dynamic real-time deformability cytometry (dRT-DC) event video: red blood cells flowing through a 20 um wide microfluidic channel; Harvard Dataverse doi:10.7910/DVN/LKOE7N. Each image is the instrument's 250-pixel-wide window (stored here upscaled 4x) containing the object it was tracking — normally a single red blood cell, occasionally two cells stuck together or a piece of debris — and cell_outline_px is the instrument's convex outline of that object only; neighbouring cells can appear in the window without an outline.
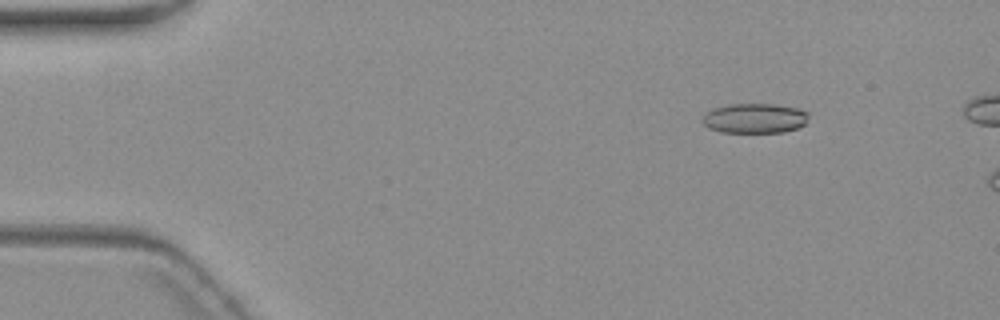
{"species": "common noctule bat (a hibernating species)", "species_latin": "Nyctalus noctula", "temperature_condition": "warm", "stored_images_in_passage": 2, "camera_frame_rate_fps": 3000, "um_per_image_px": 0.085, "animal": {"sex": "female", "body_mass_g": 19.3, "forearm_length_mm": 54.1}, "frame": {"image": 1, "passage_image": 1, "time_ms": 0.0, "image_size_px": [1000, 320], "cell_outline_px": [[808, 120], [804, 124], [796, 128], [784, 132], [720, 132], [708, 128], [700, 120], [712, 108], [728, 104], [776, 104], [800, 108], [808, 112]], "centroid_in_image_um": [64.15, 10.04], "position_along_channel_um": 20.8, "area_um2": 18.61}}